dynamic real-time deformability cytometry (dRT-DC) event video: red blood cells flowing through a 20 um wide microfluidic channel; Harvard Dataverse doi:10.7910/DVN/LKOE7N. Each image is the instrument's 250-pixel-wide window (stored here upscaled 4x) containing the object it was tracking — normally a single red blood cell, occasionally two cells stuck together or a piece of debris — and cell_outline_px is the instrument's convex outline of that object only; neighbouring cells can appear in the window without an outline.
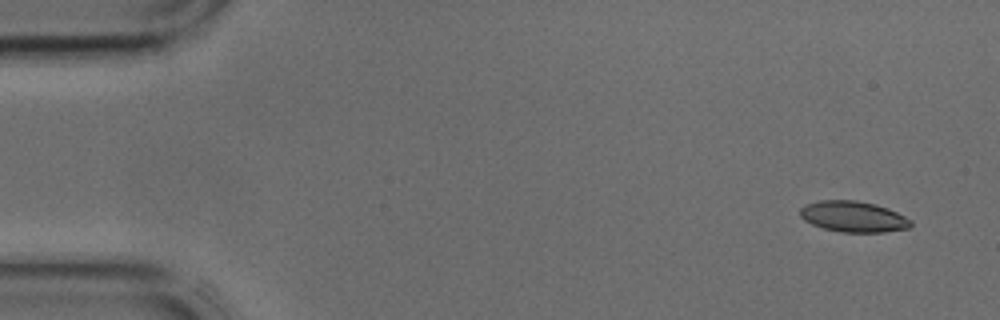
{"species": "common noctule bat (a hibernating species)", "species_latin": "Nyctalus noctula", "temperature_condition": "cold", "stored_images_in_passage": 41, "camera_frame_rate_fps": 3000, "um_per_image_px": 0.085, "animal": {"sex": "male", "body_mass_g": 17.9, "forearm_length_mm": 54.2}, "frame": {"image": 1, "passage_image": 1, "time_ms": 0.0, "image_size_px": [1000, 320], "cell_outline_px": [[912, 224], [908, 228], [884, 232], [840, 232], [824, 228], [812, 224], [804, 220], [800, 216], [800, 208], [804, 204], [820, 200], [856, 200], [876, 204], [888, 208], [912, 220]], "centroid_in_image_um": [72.52, 18.4], "position_along_channel_um": 12.5, "area_um2": 20.0}}
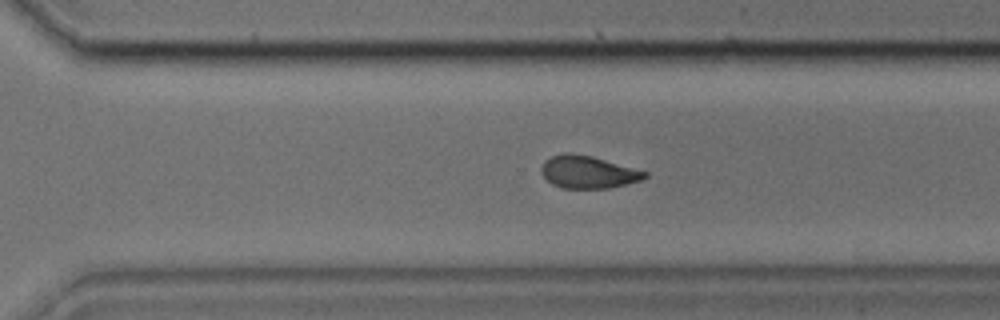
{"frame": {"image": 2, "passage_image": 28, "time_ms": 9.0, "image_size_px": [1000, 320], "cell_outline_px": [[648, 176], [640, 180], [608, 188], [560, 188], [552, 184], [540, 172], [540, 168], [544, 160], [552, 156], [568, 152], [592, 156], [648, 172]], "centroid_in_image_um": [49.95, 14.62], "position_along_channel_um": 320.7, "area_um2": 19.48}}
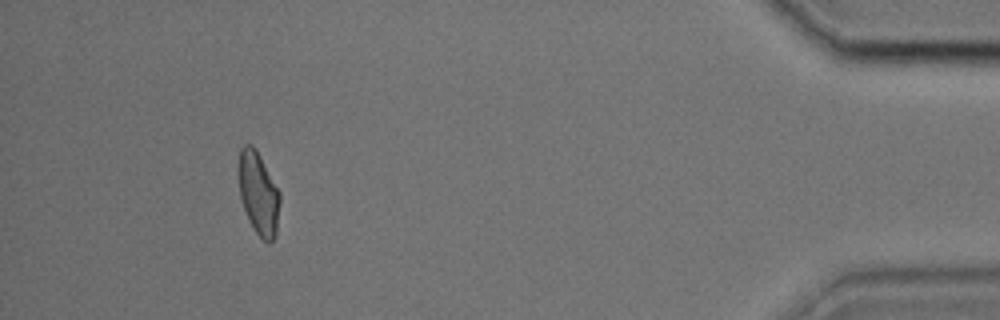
{"frame": {"image": 3, "passage_image": 38, "time_ms": 12.333, "image_size_px": [1000, 320], "cell_outline_px": [[280, 200], [276, 236], [268, 244], [256, 232], [248, 220], [240, 200], [236, 168], [240, 148], [244, 144], [252, 144], [256, 148], [280, 192]], "centroid_in_image_um": [21.93, 16.38], "position_along_channel_um": 413.3, "area_um2": 20.52}}